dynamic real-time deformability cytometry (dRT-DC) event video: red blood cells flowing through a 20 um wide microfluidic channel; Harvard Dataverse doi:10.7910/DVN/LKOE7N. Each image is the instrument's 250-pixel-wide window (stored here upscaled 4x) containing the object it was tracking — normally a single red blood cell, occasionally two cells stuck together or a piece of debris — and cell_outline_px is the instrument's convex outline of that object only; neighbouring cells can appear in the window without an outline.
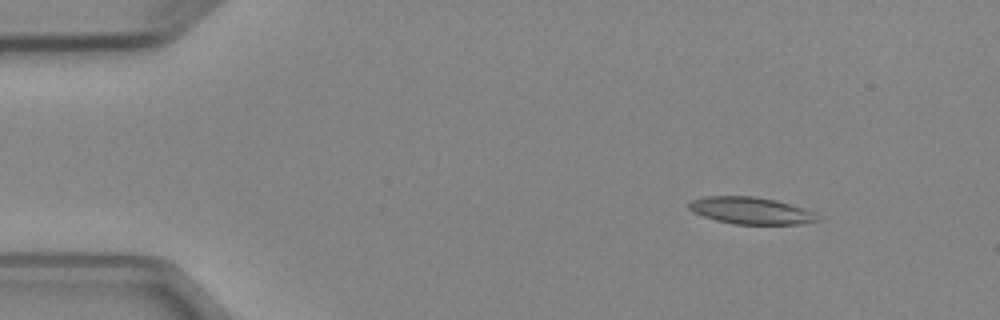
{"species": "Egyptian fruit bat (a non-hibernating species)", "species_latin": "Rousettus aegyptiacus", "temperature_condition": "cold", "stored_images_in_passage": 3, "camera_frame_rate_fps": 3000, "um_per_image_px": 0.085, "animal": {"sex": "female"}, "frame": {"image": 1, "passage_image": 1, "time_ms": 0.0, "image_size_px": [1000, 320], "cell_outline_px": [[820, 220], [800, 224], [736, 224], [716, 220], [704, 216], [688, 208], [688, 204], [692, 200], [704, 196], [756, 196], [776, 200], [804, 208], [816, 212]], "centroid_in_image_um": [63.86, 17.89], "position_along_channel_um": 21.1, "area_um2": 20.17}}